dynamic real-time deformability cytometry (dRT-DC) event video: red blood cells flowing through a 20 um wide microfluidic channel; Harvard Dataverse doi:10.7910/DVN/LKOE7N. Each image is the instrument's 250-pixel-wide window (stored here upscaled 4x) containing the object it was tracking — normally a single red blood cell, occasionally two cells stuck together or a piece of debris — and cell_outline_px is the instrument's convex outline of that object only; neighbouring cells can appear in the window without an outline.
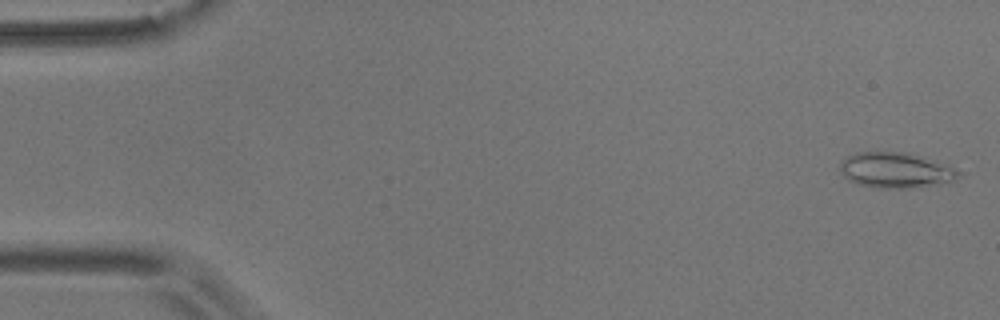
{"species": "common noctule bat (a hibernating species)", "species_latin": "Nyctalus noctula", "temperature_condition": "room temperature", "stored_images_in_passage": 55, "camera_frame_rate_fps": 3000, "um_per_image_px": 0.085, "animal": {"sex": "male", "body_mass_g": 17.9}, "frame": {"image": 1, "passage_image": 2, "time_ms": 0.333, "image_size_px": [1000, 320], "cell_outline_px": [[956, 176], [948, 184], [908, 188], [876, 188], [860, 184], [848, 180], [840, 172], [840, 164], [848, 156], [856, 152], [904, 152], [936, 160], [952, 168], [956, 172]], "centroid_in_image_um": [76.1, 14.48], "position_along_channel_um": 8.9, "area_um2": 24.28}}
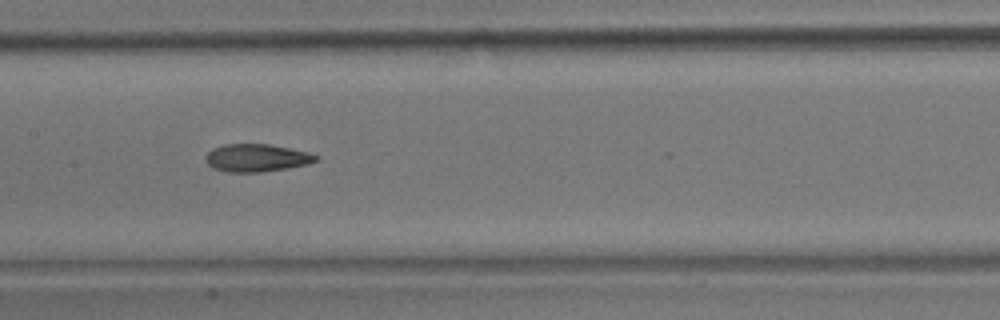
{"frame": {"image": 2, "passage_image": 27, "time_ms": 8.667, "image_size_px": [1000, 320], "cell_outline_px": [[320, 160], [308, 164], [288, 168], [264, 172], [224, 172], [212, 168], [208, 164], [208, 152], [212, 148], [224, 144], [268, 144], [308, 152], [320, 156]], "centroid_in_image_um": [21.85, 13.43], "position_along_channel_um": 185.5, "area_um2": 17.86}}
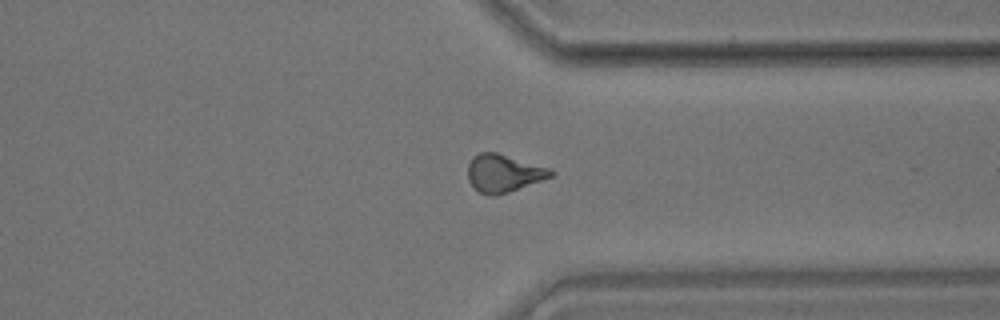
{"frame": {"image": 3, "passage_image": 42, "time_ms": 13.667, "image_size_px": [1000, 320], "cell_outline_px": [[556, 172], [552, 176], [508, 192], [496, 196], [488, 196], [480, 192], [468, 180], [468, 164], [472, 156], [480, 152], [496, 152], [548, 168]], "centroid_in_image_um": [42.77, 14.72], "position_along_channel_um": 368.6, "area_um2": 17.98}, "authors_computed_cell_mechanics": {"area_um2": 18.207, "velocity_mm_per_s": 3.6863, "shape_relaxation_time_tau1_ms": null, "shape_relaxation_time_tau2_ms": 3.0844, "deformation_change_tau1": null, "deformation_change_tau2": 0.106}}